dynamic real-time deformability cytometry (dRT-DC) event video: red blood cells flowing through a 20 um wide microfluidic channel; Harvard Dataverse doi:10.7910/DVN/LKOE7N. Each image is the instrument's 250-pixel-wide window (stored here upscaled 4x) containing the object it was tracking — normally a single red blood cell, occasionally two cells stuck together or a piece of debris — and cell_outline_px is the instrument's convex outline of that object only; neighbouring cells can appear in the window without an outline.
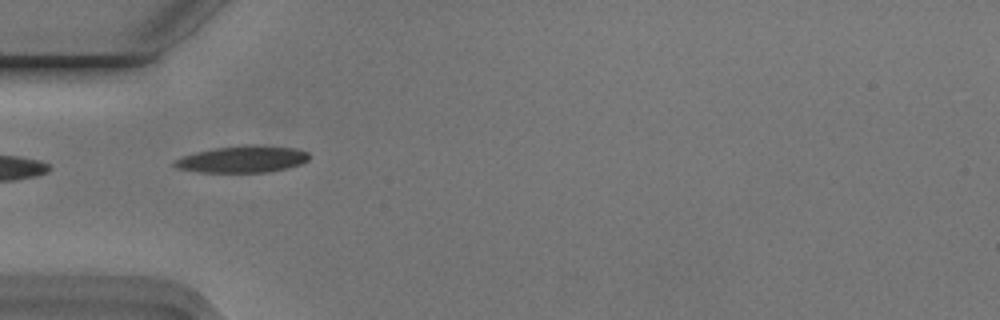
{"species": "Egyptian fruit bat (a non-hibernating species)", "species_latin": "Rousettus aegyptiacus", "temperature_condition": "cold", "stored_images_in_passage": 7, "camera_frame_rate_fps": 3000, "um_per_image_px": 0.085, "animal": {"sex": "male"}, "frame": {"image": 1, "passage_image": 3, "time_ms": 0.667, "image_size_px": [1000, 320], "cell_outline_px": [[308, 160], [300, 164], [284, 168], [264, 172], [200, 172], [176, 168], [172, 164], [176, 160], [184, 156], [196, 152], [216, 148], [244, 144], [252, 144], [292, 148], [308, 152]], "centroid_in_image_um": [20.58, 13.52], "position_along_channel_um": 64.4, "area_um2": 20.69}}
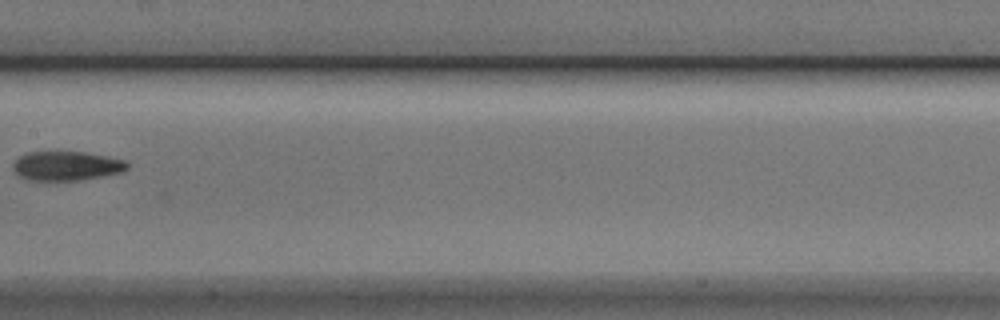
{"frame": {"image": 2, "passage_image": 6, "time_ms": 1.667, "image_size_px": [1000, 320], "cell_outline_px": [[128, 168], [120, 172], [80, 180], [28, 180], [20, 176], [12, 168], [12, 164], [20, 156], [28, 152], [84, 152], [124, 160], [128, 164]], "centroid_in_image_um": [5.61, 14.1], "position_along_channel_um": 201.8, "area_um2": 19.13}}
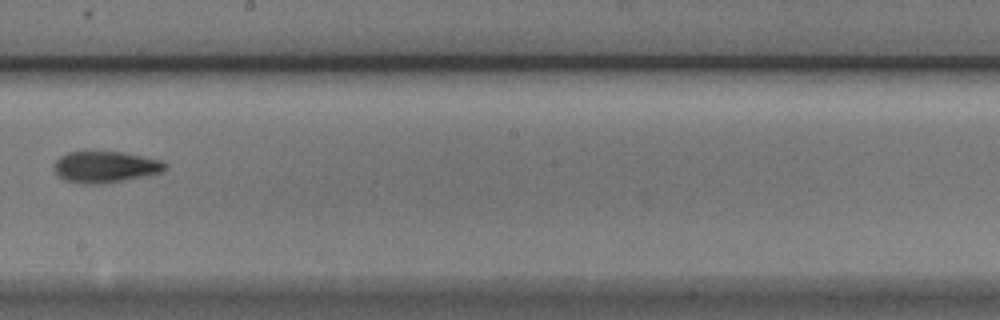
{"frame": {"image": 3, "passage_image": 7, "time_ms": 2.0, "image_size_px": [1000, 320], "cell_outline_px": [[164, 168], [160, 172], [100, 184], [80, 184], [64, 180], [56, 172], [52, 164], [60, 156], [68, 152], [120, 152], [160, 160], [164, 164]], "centroid_in_image_um": [8.84, 14.19], "position_along_channel_um": 239.4, "area_um2": 19.71}}